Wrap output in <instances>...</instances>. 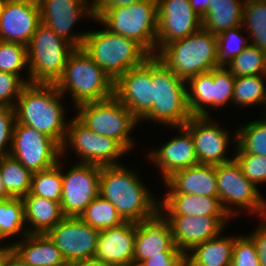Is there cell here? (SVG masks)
I'll return each instance as SVG.
<instances>
[{"label":"cell","instance_id":"13","mask_svg":"<svg viewBox=\"0 0 266 266\" xmlns=\"http://www.w3.org/2000/svg\"><path fill=\"white\" fill-rule=\"evenodd\" d=\"M62 158L63 191L60 201L65 217H79L87 206L99 195L101 166L88 163H74L64 166ZM65 169V170H64Z\"/></svg>","mask_w":266,"mask_h":266},{"label":"cell","instance_id":"22","mask_svg":"<svg viewBox=\"0 0 266 266\" xmlns=\"http://www.w3.org/2000/svg\"><path fill=\"white\" fill-rule=\"evenodd\" d=\"M169 220L174 244L186 254L195 245L219 236L230 229V217L166 216ZM229 223V225H228Z\"/></svg>","mask_w":266,"mask_h":266},{"label":"cell","instance_id":"25","mask_svg":"<svg viewBox=\"0 0 266 266\" xmlns=\"http://www.w3.org/2000/svg\"><path fill=\"white\" fill-rule=\"evenodd\" d=\"M159 209L166 216L229 217L223 210L219 197L191 194H163Z\"/></svg>","mask_w":266,"mask_h":266},{"label":"cell","instance_id":"49","mask_svg":"<svg viewBox=\"0 0 266 266\" xmlns=\"http://www.w3.org/2000/svg\"><path fill=\"white\" fill-rule=\"evenodd\" d=\"M192 8L202 19L208 10L210 0H190Z\"/></svg>","mask_w":266,"mask_h":266},{"label":"cell","instance_id":"5","mask_svg":"<svg viewBox=\"0 0 266 266\" xmlns=\"http://www.w3.org/2000/svg\"><path fill=\"white\" fill-rule=\"evenodd\" d=\"M81 48L114 83L151 56L136 41L112 33L103 25L102 29H88Z\"/></svg>","mask_w":266,"mask_h":266},{"label":"cell","instance_id":"14","mask_svg":"<svg viewBox=\"0 0 266 266\" xmlns=\"http://www.w3.org/2000/svg\"><path fill=\"white\" fill-rule=\"evenodd\" d=\"M9 155L32 173L55 166L61 158V146L34 128L15 123Z\"/></svg>","mask_w":266,"mask_h":266},{"label":"cell","instance_id":"35","mask_svg":"<svg viewBox=\"0 0 266 266\" xmlns=\"http://www.w3.org/2000/svg\"><path fill=\"white\" fill-rule=\"evenodd\" d=\"M63 191L62 157L58 163L46 170L33 173L31 189L27 195L40 196L55 202L61 201Z\"/></svg>","mask_w":266,"mask_h":266},{"label":"cell","instance_id":"34","mask_svg":"<svg viewBox=\"0 0 266 266\" xmlns=\"http://www.w3.org/2000/svg\"><path fill=\"white\" fill-rule=\"evenodd\" d=\"M266 75L238 77L233 91V106L245 109L261 106L266 96Z\"/></svg>","mask_w":266,"mask_h":266},{"label":"cell","instance_id":"15","mask_svg":"<svg viewBox=\"0 0 266 266\" xmlns=\"http://www.w3.org/2000/svg\"><path fill=\"white\" fill-rule=\"evenodd\" d=\"M41 22L75 48H81L88 31L74 32L81 20L93 21L92 0H37ZM73 30V31H72Z\"/></svg>","mask_w":266,"mask_h":266},{"label":"cell","instance_id":"30","mask_svg":"<svg viewBox=\"0 0 266 266\" xmlns=\"http://www.w3.org/2000/svg\"><path fill=\"white\" fill-rule=\"evenodd\" d=\"M213 85L214 69L187 81V105L192 116H212Z\"/></svg>","mask_w":266,"mask_h":266},{"label":"cell","instance_id":"50","mask_svg":"<svg viewBox=\"0 0 266 266\" xmlns=\"http://www.w3.org/2000/svg\"><path fill=\"white\" fill-rule=\"evenodd\" d=\"M5 266H31L25 263L14 251H12L5 260Z\"/></svg>","mask_w":266,"mask_h":266},{"label":"cell","instance_id":"1","mask_svg":"<svg viewBox=\"0 0 266 266\" xmlns=\"http://www.w3.org/2000/svg\"><path fill=\"white\" fill-rule=\"evenodd\" d=\"M128 167L125 164L103 166L99 195L110 201L125 221L137 223L159 209L160 197L146 186L139 171Z\"/></svg>","mask_w":266,"mask_h":266},{"label":"cell","instance_id":"17","mask_svg":"<svg viewBox=\"0 0 266 266\" xmlns=\"http://www.w3.org/2000/svg\"><path fill=\"white\" fill-rule=\"evenodd\" d=\"M100 231L79 217H64L46 234L56 244L66 262L94 258Z\"/></svg>","mask_w":266,"mask_h":266},{"label":"cell","instance_id":"29","mask_svg":"<svg viewBox=\"0 0 266 266\" xmlns=\"http://www.w3.org/2000/svg\"><path fill=\"white\" fill-rule=\"evenodd\" d=\"M245 0H210L202 28L213 35L242 26Z\"/></svg>","mask_w":266,"mask_h":266},{"label":"cell","instance_id":"44","mask_svg":"<svg viewBox=\"0 0 266 266\" xmlns=\"http://www.w3.org/2000/svg\"><path fill=\"white\" fill-rule=\"evenodd\" d=\"M25 85L18 75L0 71V105L14 108Z\"/></svg>","mask_w":266,"mask_h":266},{"label":"cell","instance_id":"11","mask_svg":"<svg viewBox=\"0 0 266 266\" xmlns=\"http://www.w3.org/2000/svg\"><path fill=\"white\" fill-rule=\"evenodd\" d=\"M219 200L223 210L233 220L240 213L260 218L266 197L248 180L236 160L216 165ZM248 214V215H247Z\"/></svg>","mask_w":266,"mask_h":266},{"label":"cell","instance_id":"36","mask_svg":"<svg viewBox=\"0 0 266 266\" xmlns=\"http://www.w3.org/2000/svg\"><path fill=\"white\" fill-rule=\"evenodd\" d=\"M79 218L99 231L117 227L126 222L112 203L100 195L87 206Z\"/></svg>","mask_w":266,"mask_h":266},{"label":"cell","instance_id":"26","mask_svg":"<svg viewBox=\"0 0 266 266\" xmlns=\"http://www.w3.org/2000/svg\"><path fill=\"white\" fill-rule=\"evenodd\" d=\"M11 246L12 250L31 266H69L47 234H27Z\"/></svg>","mask_w":266,"mask_h":266},{"label":"cell","instance_id":"2","mask_svg":"<svg viewBox=\"0 0 266 266\" xmlns=\"http://www.w3.org/2000/svg\"><path fill=\"white\" fill-rule=\"evenodd\" d=\"M64 99L55 84L27 83L14 107L16 122L36 129L62 146L69 123Z\"/></svg>","mask_w":266,"mask_h":266},{"label":"cell","instance_id":"31","mask_svg":"<svg viewBox=\"0 0 266 266\" xmlns=\"http://www.w3.org/2000/svg\"><path fill=\"white\" fill-rule=\"evenodd\" d=\"M25 226L22 198L0 201V243L13 245L22 239L28 234Z\"/></svg>","mask_w":266,"mask_h":266},{"label":"cell","instance_id":"33","mask_svg":"<svg viewBox=\"0 0 266 266\" xmlns=\"http://www.w3.org/2000/svg\"><path fill=\"white\" fill-rule=\"evenodd\" d=\"M0 175L11 198H23L30 192L33 173L10 155L0 157Z\"/></svg>","mask_w":266,"mask_h":266},{"label":"cell","instance_id":"41","mask_svg":"<svg viewBox=\"0 0 266 266\" xmlns=\"http://www.w3.org/2000/svg\"><path fill=\"white\" fill-rule=\"evenodd\" d=\"M232 156L240 165L244 176L250 180L257 188L262 183H266V157L257 154H249L241 150L237 145H231Z\"/></svg>","mask_w":266,"mask_h":266},{"label":"cell","instance_id":"51","mask_svg":"<svg viewBox=\"0 0 266 266\" xmlns=\"http://www.w3.org/2000/svg\"><path fill=\"white\" fill-rule=\"evenodd\" d=\"M69 266H109V265L104 264L98 259L90 258V259L77 261Z\"/></svg>","mask_w":266,"mask_h":266},{"label":"cell","instance_id":"56","mask_svg":"<svg viewBox=\"0 0 266 266\" xmlns=\"http://www.w3.org/2000/svg\"><path fill=\"white\" fill-rule=\"evenodd\" d=\"M5 1H6V0H0V12H1V10H2V7H3L4 3H5Z\"/></svg>","mask_w":266,"mask_h":266},{"label":"cell","instance_id":"12","mask_svg":"<svg viewBox=\"0 0 266 266\" xmlns=\"http://www.w3.org/2000/svg\"><path fill=\"white\" fill-rule=\"evenodd\" d=\"M220 123L214 116H192L185 123L194 139L199 164L216 166L234 160L229 147L231 143L236 146V129L233 132Z\"/></svg>","mask_w":266,"mask_h":266},{"label":"cell","instance_id":"53","mask_svg":"<svg viewBox=\"0 0 266 266\" xmlns=\"http://www.w3.org/2000/svg\"><path fill=\"white\" fill-rule=\"evenodd\" d=\"M10 198L11 197L9 196V194L5 190V186L3 184V180H2L1 175H0V201H4V200L10 199Z\"/></svg>","mask_w":266,"mask_h":266},{"label":"cell","instance_id":"19","mask_svg":"<svg viewBox=\"0 0 266 266\" xmlns=\"http://www.w3.org/2000/svg\"><path fill=\"white\" fill-rule=\"evenodd\" d=\"M167 129L179 133L157 148L149 149L145 159L160 171L162 182L176 171L199 164L191 132L185 126L167 127Z\"/></svg>","mask_w":266,"mask_h":266},{"label":"cell","instance_id":"28","mask_svg":"<svg viewBox=\"0 0 266 266\" xmlns=\"http://www.w3.org/2000/svg\"><path fill=\"white\" fill-rule=\"evenodd\" d=\"M22 200L28 234H46L65 217L59 202L35 195H26Z\"/></svg>","mask_w":266,"mask_h":266},{"label":"cell","instance_id":"20","mask_svg":"<svg viewBox=\"0 0 266 266\" xmlns=\"http://www.w3.org/2000/svg\"><path fill=\"white\" fill-rule=\"evenodd\" d=\"M114 96L138 121L152 109V56L114 83Z\"/></svg>","mask_w":266,"mask_h":266},{"label":"cell","instance_id":"16","mask_svg":"<svg viewBox=\"0 0 266 266\" xmlns=\"http://www.w3.org/2000/svg\"><path fill=\"white\" fill-rule=\"evenodd\" d=\"M155 256H185L174 244L169 220L160 209L136 223L133 265Z\"/></svg>","mask_w":266,"mask_h":266},{"label":"cell","instance_id":"47","mask_svg":"<svg viewBox=\"0 0 266 266\" xmlns=\"http://www.w3.org/2000/svg\"><path fill=\"white\" fill-rule=\"evenodd\" d=\"M142 0H92L94 19H98L107 9L128 6Z\"/></svg>","mask_w":266,"mask_h":266},{"label":"cell","instance_id":"42","mask_svg":"<svg viewBox=\"0 0 266 266\" xmlns=\"http://www.w3.org/2000/svg\"><path fill=\"white\" fill-rule=\"evenodd\" d=\"M236 77L225 66L214 68L213 110L233 104Z\"/></svg>","mask_w":266,"mask_h":266},{"label":"cell","instance_id":"18","mask_svg":"<svg viewBox=\"0 0 266 266\" xmlns=\"http://www.w3.org/2000/svg\"><path fill=\"white\" fill-rule=\"evenodd\" d=\"M157 13L156 53L165 44L188 37L202 28V19L190 0H157Z\"/></svg>","mask_w":266,"mask_h":266},{"label":"cell","instance_id":"45","mask_svg":"<svg viewBox=\"0 0 266 266\" xmlns=\"http://www.w3.org/2000/svg\"><path fill=\"white\" fill-rule=\"evenodd\" d=\"M15 123V109L0 105V157L10 153Z\"/></svg>","mask_w":266,"mask_h":266},{"label":"cell","instance_id":"32","mask_svg":"<svg viewBox=\"0 0 266 266\" xmlns=\"http://www.w3.org/2000/svg\"><path fill=\"white\" fill-rule=\"evenodd\" d=\"M242 26L250 45L266 52V0H245Z\"/></svg>","mask_w":266,"mask_h":266},{"label":"cell","instance_id":"39","mask_svg":"<svg viewBox=\"0 0 266 266\" xmlns=\"http://www.w3.org/2000/svg\"><path fill=\"white\" fill-rule=\"evenodd\" d=\"M225 67L236 78L266 75V52L249 44L239 55L227 63Z\"/></svg>","mask_w":266,"mask_h":266},{"label":"cell","instance_id":"54","mask_svg":"<svg viewBox=\"0 0 266 266\" xmlns=\"http://www.w3.org/2000/svg\"><path fill=\"white\" fill-rule=\"evenodd\" d=\"M262 106H263V108H262L263 111L264 110L265 111L263 112L264 113V116L262 115V116H260V118L263 119L264 121H266V96H265V99H264V102H263Z\"/></svg>","mask_w":266,"mask_h":266},{"label":"cell","instance_id":"40","mask_svg":"<svg viewBox=\"0 0 266 266\" xmlns=\"http://www.w3.org/2000/svg\"><path fill=\"white\" fill-rule=\"evenodd\" d=\"M244 33L243 26L226 30L217 35L218 58L220 66H225L239 55L249 43L248 36Z\"/></svg>","mask_w":266,"mask_h":266},{"label":"cell","instance_id":"10","mask_svg":"<svg viewBox=\"0 0 266 266\" xmlns=\"http://www.w3.org/2000/svg\"><path fill=\"white\" fill-rule=\"evenodd\" d=\"M68 151L76 155V163L101 167L123 164L119 159L129 154L117 140L90 130L75 115L69 119L66 137L61 146V157H68Z\"/></svg>","mask_w":266,"mask_h":266},{"label":"cell","instance_id":"8","mask_svg":"<svg viewBox=\"0 0 266 266\" xmlns=\"http://www.w3.org/2000/svg\"><path fill=\"white\" fill-rule=\"evenodd\" d=\"M74 115L90 130L102 136L117 140L127 151L131 152L136 144L134 129L139 121L132 112L115 96L93 103L78 106ZM137 125V126H136Z\"/></svg>","mask_w":266,"mask_h":266},{"label":"cell","instance_id":"27","mask_svg":"<svg viewBox=\"0 0 266 266\" xmlns=\"http://www.w3.org/2000/svg\"><path fill=\"white\" fill-rule=\"evenodd\" d=\"M219 236L195 245L185 254L186 266H231L236 234Z\"/></svg>","mask_w":266,"mask_h":266},{"label":"cell","instance_id":"4","mask_svg":"<svg viewBox=\"0 0 266 266\" xmlns=\"http://www.w3.org/2000/svg\"><path fill=\"white\" fill-rule=\"evenodd\" d=\"M55 85L64 97L73 100L74 110L82 104L114 96V82L82 48L69 55L63 75Z\"/></svg>","mask_w":266,"mask_h":266},{"label":"cell","instance_id":"21","mask_svg":"<svg viewBox=\"0 0 266 266\" xmlns=\"http://www.w3.org/2000/svg\"><path fill=\"white\" fill-rule=\"evenodd\" d=\"M40 23L37 0H6L0 12V40L28 46Z\"/></svg>","mask_w":266,"mask_h":266},{"label":"cell","instance_id":"38","mask_svg":"<svg viewBox=\"0 0 266 266\" xmlns=\"http://www.w3.org/2000/svg\"><path fill=\"white\" fill-rule=\"evenodd\" d=\"M0 71L16 74L30 83L27 46L0 40Z\"/></svg>","mask_w":266,"mask_h":266},{"label":"cell","instance_id":"52","mask_svg":"<svg viewBox=\"0 0 266 266\" xmlns=\"http://www.w3.org/2000/svg\"><path fill=\"white\" fill-rule=\"evenodd\" d=\"M12 246L0 243V266H5L6 257L12 252Z\"/></svg>","mask_w":266,"mask_h":266},{"label":"cell","instance_id":"37","mask_svg":"<svg viewBox=\"0 0 266 266\" xmlns=\"http://www.w3.org/2000/svg\"><path fill=\"white\" fill-rule=\"evenodd\" d=\"M236 142L244 152L266 157V121L257 118L241 123L236 129Z\"/></svg>","mask_w":266,"mask_h":266},{"label":"cell","instance_id":"7","mask_svg":"<svg viewBox=\"0 0 266 266\" xmlns=\"http://www.w3.org/2000/svg\"><path fill=\"white\" fill-rule=\"evenodd\" d=\"M93 21L112 33L136 41L151 56L156 55L157 0H142L132 5L110 8Z\"/></svg>","mask_w":266,"mask_h":266},{"label":"cell","instance_id":"46","mask_svg":"<svg viewBox=\"0 0 266 266\" xmlns=\"http://www.w3.org/2000/svg\"><path fill=\"white\" fill-rule=\"evenodd\" d=\"M259 225L248 233V236L254 241L259 263L266 266V223L259 218Z\"/></svg>","mask_w":266,"mask_h":266},{"label":"cell","instance_id":"23","mask_svg":"<svg viewBox=\"0 0 266 266\" xmlns=\"http://www.w3.org/2000/svg\"><path fill=\"white\" fill-rule=\"evenodd\" d=\"M136 223L101 230L94 258L109 266H133Z\"/></svg>","mask_w":266,"mask_h":266},{"label":"cell","instance_id":"43","mask_svg":"<svg viewBox=\"0 0 266 266\" xmlns=\"http://www.w3.org/2000/svg\"><path fill=\"white\" fill-rule=\"evenodd\" d=\"M231 266H261L255 243L246 232L235 238Z\"/></svg>","mask_w":266,"mask_h":266},{"label":"cell","instance_id":"48","mask_svg":"<svg viewBox=\"0 0 266 266\" xmlns=\"http://www.w3.org/2000/svg\"><path fill=\"white\" fill-rule=\"evenodd\" d=\"M139 266H186L185 256H155Z\"/></svg>","mask_w":266,"mask_h":266},{"label":"cell","instance_id":"6","mask_svg":"<svg viewBox=\"0 0 266 266\" xmlns=\"http://www.w3.org/2000/svg\"><path fill=\"white\" fill-rule=\"evenodd\" d=\"M155 57L185 81L220 66L217 36L203 28L188 37L165 44Z\"/></svg>","mask_w":266,"mask_h":266},{"label":"cell","instance_id":"3","mask_svg":"<svg viewBox=\"0 0 266 266\" xmlns=\"http://www.w3.org/2000/svg\"><path fill=\"white\" fill-rule=\"evenodd\" d=\"M192 117L187 105V81L152 56V109L139 121L160 127L184 126Z\"/></svg>","mask_w":266,"mask_h":266},{"label":"cell","instance_id":"9","mask_svg":"<svg viewBox=\"0 0 266 266\" xmlns=\"http://www.w3.org/2000/svg\"><path fill=\"white\" fill-rule=\"evenodd\" d=\"M75 49L41 22L27 46L30 83L56 84Z\"/></svg>","mask_w":266,"mask_h":266},{"label":"cell","instance_id":"55","mask_svg":"<svg viewBox=\"0 0 266 266\" xmlns=\"http://www.w3.org/2000/svg\"><path fill=\"white\" fill-rule=\"evenodd\" d=\"M260 218L266 223V202H265V207L263 209L262 216Z\"/></svg>","mask_w":266,"mask_h":266},{"label":"cell","instance_id":"24","mask_svg":"<svg viewBox=\"0 0 266 266\" xmlns=\"http://www.w3.org/2000/svg\"><path fill=\"white\" fill-rule=\"evenodd\" d=\"M164 183V184H163ZM162 184L165 194H191L219 197L216 166L197 164L174 172Z\"/></svg>","mask_w":266,"mask_h":266}]
</instances>
